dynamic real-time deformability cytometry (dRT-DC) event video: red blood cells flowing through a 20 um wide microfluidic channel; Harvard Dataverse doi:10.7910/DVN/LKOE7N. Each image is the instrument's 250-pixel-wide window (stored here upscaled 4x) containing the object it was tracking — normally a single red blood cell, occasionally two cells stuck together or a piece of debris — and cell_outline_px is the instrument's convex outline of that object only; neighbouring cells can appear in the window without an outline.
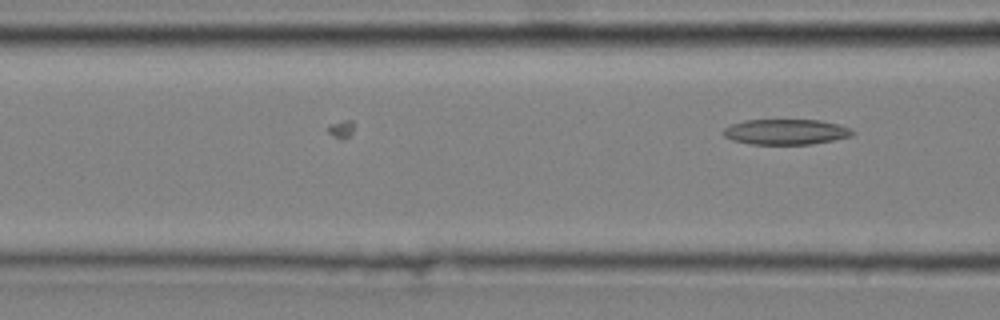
{"species": "common noctule bat (a hibernating species)", "species_latin": "Nyctalus noctula", "temperature_condition": "cold", "stored_images_in_passage": 8, "camera_frame_rate_fps": 3000, "um_per_image_px": 0.085, "animal": {"sex": "male", "body_mass_g": 20.4}, "frame": {"image": 1, "passage_image": 8, "time_ms": 2.333, "image_size_px": [1000, 320], "cell_outline_px": [[856, 132], [852, 136], [812, 144], [752, 144], [732, 140], [724, 136], [724, 128], [732, 124], [744, 120], [820, 120], [840, 124], [852, 128]], "centroid_in_image_um": [66.85, 11.2], "position_along_channel_um": 99.8, "area_um2": 19.19}}